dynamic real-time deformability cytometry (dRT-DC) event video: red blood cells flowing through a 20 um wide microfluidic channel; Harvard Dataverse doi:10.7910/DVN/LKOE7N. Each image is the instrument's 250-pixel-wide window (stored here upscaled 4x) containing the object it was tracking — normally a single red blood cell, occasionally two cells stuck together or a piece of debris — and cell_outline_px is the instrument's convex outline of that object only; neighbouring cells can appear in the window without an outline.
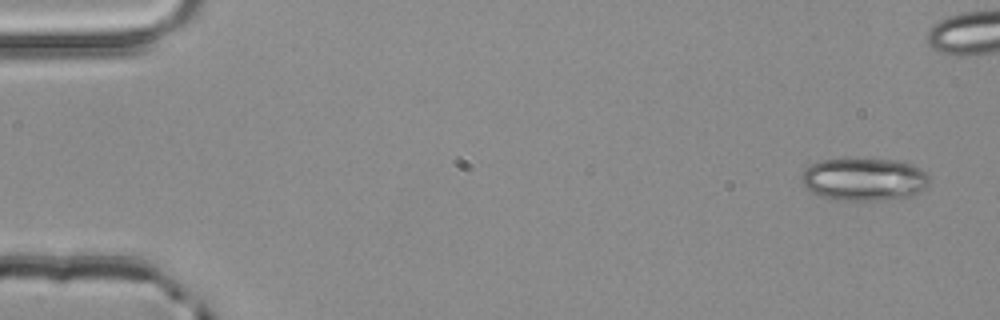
{"species": "common noctule bat (a hibernating species)", "species_latin": "Nyctalus noctula", "temperature_condition": "room temperature", "stored_images_in_passage": 5, "camera_frame_rate_fps": 3000, "um_per_image_px": 0.085, "animal": {"sex": "male", "body_mass_g": 20.4}, "frame": {"image": 1, "passage_image": 1, "time_ms": 0.0, "image_size_px": [1000, 320], "cell_outline_px": [[928, 184], [924, 188], [908, 196], [876, 200], [836, 200], [820, 196], [812, 192], [800, 180], [800, 176], [804, 168], [820, 160], [896, 160], [912, 164], [920, 168], [928, 176]], "centroid_in_image_um": [73.4, 15.24], "position_along_channel_um": 11.6, "area_um2": 31.33}}